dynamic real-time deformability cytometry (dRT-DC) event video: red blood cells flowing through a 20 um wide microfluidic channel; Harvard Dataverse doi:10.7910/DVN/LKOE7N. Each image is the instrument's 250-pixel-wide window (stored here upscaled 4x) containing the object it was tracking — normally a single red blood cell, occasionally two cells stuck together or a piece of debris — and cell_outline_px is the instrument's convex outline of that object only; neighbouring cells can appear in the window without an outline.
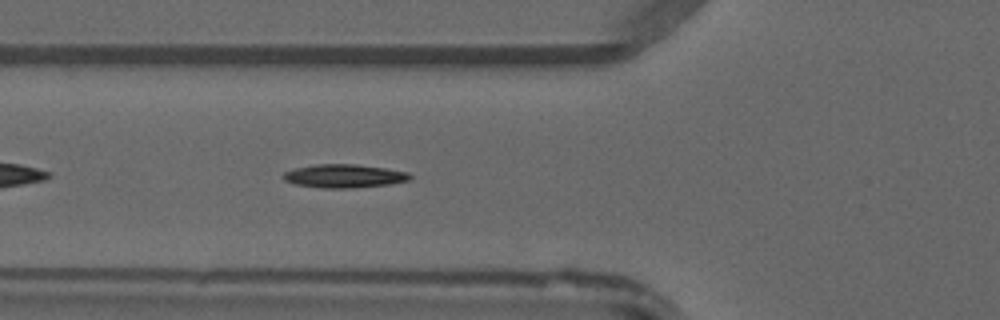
{"species": "common noctule bat (a hibernating species)", "species_latin": "Nyctalus noctula", "temperature_condition": "warm", "stored_images_in_passage": 35, "camera_frame_rate_fps": 3000, "um_per_image_px": 0.085, "animal": {"sex": "male", "forearm_length_mm": 52.5}, "frame": {"image": 1, "passage_image": 5, "time_ms": 1.333, "image_size_px": [1000, 320], "cell_outline_px": [[412, 176], [408, 180], [388, 184], [356, 188], [324, 188], [296, 184], [284, 180], [284, 172], [296, 168], [316, 164], [356, 164], [384, 168], [408, 172]], "centroid_in_image_um": [29.26, 14.96], "position_along_channel_um": 96.5, "area_um2": 17.11}}
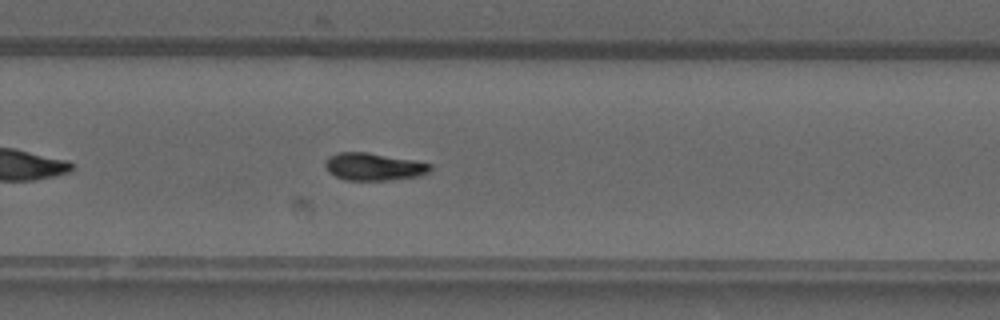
{"frame": {"image": 2, "passage_image": 19, "time_ms": 6.0, "image_size_px": [1000, 320], "cell_outline_px": [[432, 168], [428, 172], [420, 176], [392, 180], [344, 180], [328, 172], [324, 164], [324, 160], [328, 156], [336, 152], [364, 152], [412, 160], [432, 164]], "centroid_in_image_um": [31.72, 14.17], "position_along_channel_um": 298.1, "area_um2": 16.88}}
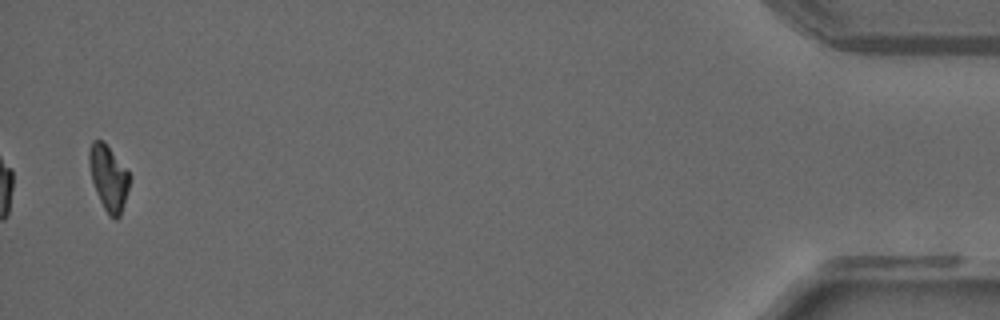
{"frame": {"image": 3, "passage_image": 34, "time_ms": 11.0, "image_size_px": [1000, 320], "cell_outline_px": [[132, 176], [120, 216], [116, 220], [108, 216], [100, 200], [92, 180], [88, 160], [88, 152], [92, 140], [104, 140]], "centroid_in_image_um": [9.23, 15.09], "position_along_channel_um": 426.0, "area_um2": 15.49}}